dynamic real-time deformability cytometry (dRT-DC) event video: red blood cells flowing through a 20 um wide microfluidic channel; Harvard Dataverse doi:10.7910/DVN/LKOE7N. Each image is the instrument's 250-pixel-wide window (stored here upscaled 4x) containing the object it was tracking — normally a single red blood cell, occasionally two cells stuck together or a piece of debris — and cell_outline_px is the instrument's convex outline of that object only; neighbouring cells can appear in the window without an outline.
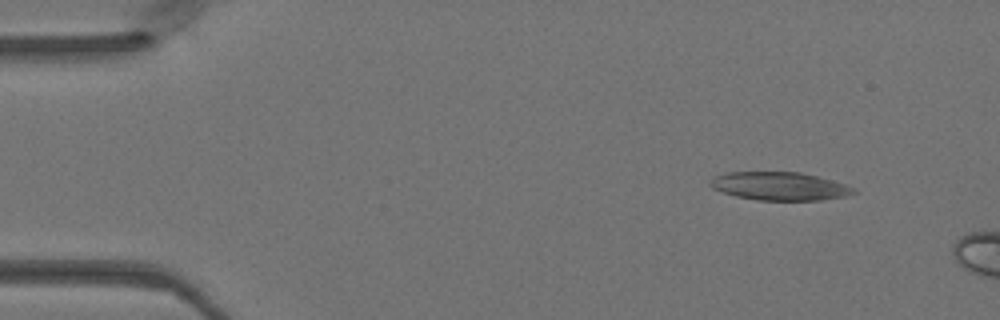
{"species": "Egyptian fruit bat (a non-hibernating species)", "species_latin": "Rousettus aegyptiacus", "temperature_condition": "warm", "stored_images_in_passage": 5, "camera_frame_rate_fps": 3000, "um_per_image_px": 0.085, "animal": {"sex": "female"}, "frame": {"image": 1, "passage_image": 1, "time_ms": 0.0, "image_size_px": [1000, 320], "cell_outline_px": [[856, 192], [844, 196], [820, 200], [756, 200], [736, 196], [712, 188], [708, 184], [716, 176], [728, 172], [800, 172], [832, 180], [856, 188]], "centroid_in_image_um": [66.27, 15.82], "position_along_channel_um": 18.7, "area_um2": 23.35}}